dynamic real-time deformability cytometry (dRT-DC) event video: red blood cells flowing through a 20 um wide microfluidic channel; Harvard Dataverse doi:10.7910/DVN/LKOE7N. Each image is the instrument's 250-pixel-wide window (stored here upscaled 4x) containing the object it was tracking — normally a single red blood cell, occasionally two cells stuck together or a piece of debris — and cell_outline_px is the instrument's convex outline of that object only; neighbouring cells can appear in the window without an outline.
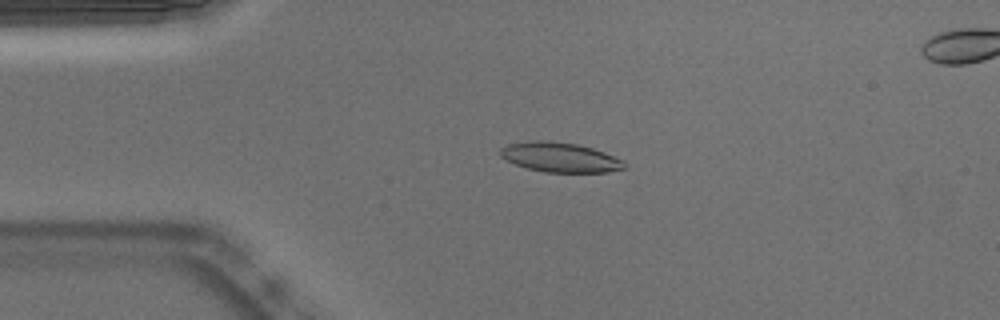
{"species": "Egyptian fruit bat (a non-hibernating species)", "species_latin": "Rousettus aegyptiacus", "temperature_condition": "warm", "stored_images_in_passage": 54, "segment_of_instrument_passage": [1, 2], "camera_frame_rate_fps": 3000, "um_per_image_px": 0.085, "animal": {"sex": "male"}, "frame": {"image": 1, "passage_image": 12, "time_ms": 3.667, "image_size_px": [1000, 320], "cell_outline_px": [[628, 168], [608, 172], [544, 172], [528, 168], [516, 164], [500, 156], [500, 148], [508, 144], [536, 140], [544, 140], [576, 144], [592, 148], [604, 152], [624, 160], [628, 164]], "centroid_in_image_um": [47.66, 13.37], "position_along_channel_um": 37.3, "area_um2": 21.44}}
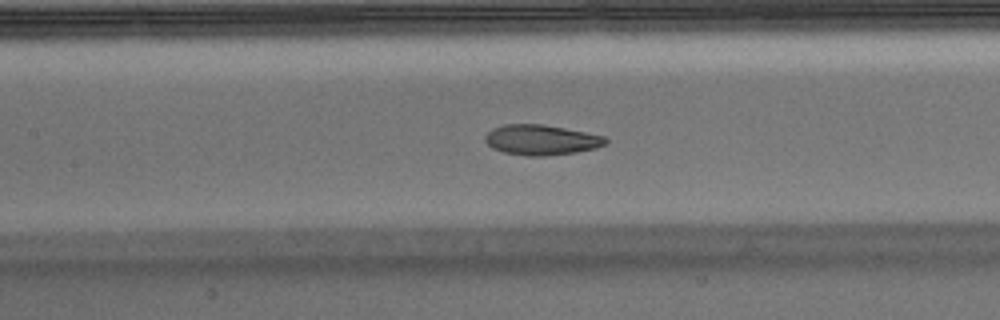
{"frame": {"image": 2, "passage_image": 24, "time_ms": 7.667, "image_size_px": [1000, 320], "cell_outline_px": [[608, 144], [596, 148], [576, 152], [544, 156], [528, 156], [504, 152], [492, 148], [484, 140], [484, 136], [492, 128], [504, 124], [544, 124], [604, 136], [608, 140]], "centroid_in_image_um": [46.0, 11.89], "position_along_channel_um": 161.4, "area_um2": 21.27}}
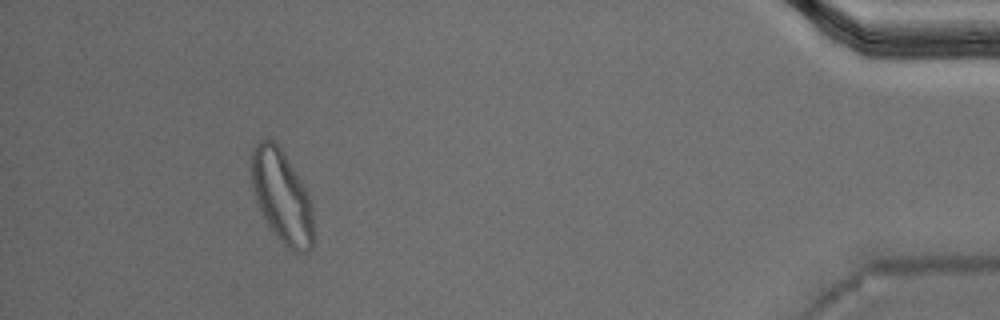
{"frame": {"image": 3, "passage_image": 49, "time_ms": 16.0, "image_size_px": [1000, 320], "cell_outline_px": [[312, 248], [308, 252], [292, 252], [276, 236], [268, 224], [260, 208], [252, 188], [252, 148], [260, 140], [268, 136], [280, 148], [300, 180], [308, 196], [312, 208]], "centroid_in_image_um": [23.94, 16.71], "position_along_channel_um": 411.3, "area_um2": 32.77}}